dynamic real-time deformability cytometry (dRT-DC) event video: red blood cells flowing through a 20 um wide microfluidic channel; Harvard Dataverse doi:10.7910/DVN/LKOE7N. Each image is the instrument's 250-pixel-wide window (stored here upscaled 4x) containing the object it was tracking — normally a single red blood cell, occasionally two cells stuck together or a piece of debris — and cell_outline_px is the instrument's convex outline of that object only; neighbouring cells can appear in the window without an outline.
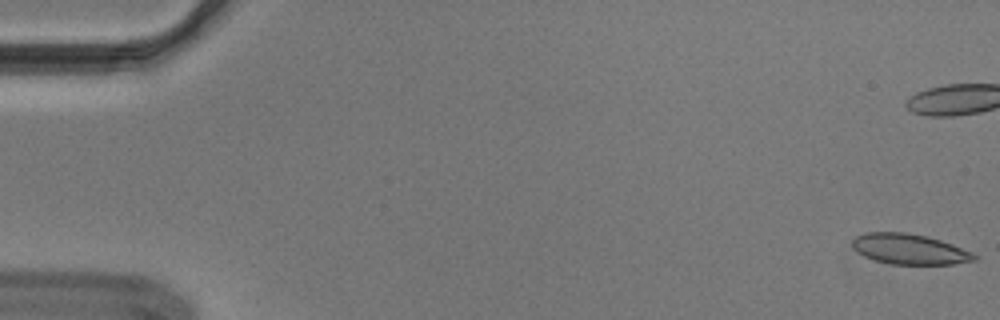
{"species": "Egyptian fruit bat (a non-hibernating species)", "species_latin": "Rousettus aegyptiacus", "temperature_condition": "cold", "stored_images_in_passage": 24, "camera_frame_rate_fps": 3000, "um_per_image_px": 0.085, "animal": {"sex": "male"}, "frame": {"image": 1, "passage_image": 1, "time_ms": 0.0, "image_size_px": [1000, 320], "cell_outline_px": [[980, 256], [976, 260], [952, 264], [892, 264], [872, 260], [856, 252], [852, 248], [852, 240], [856, 236], [868, 232], [904, 232], [928, 236], [952, 244], [972, 252]], "centroid_in_image_um": [77.29, 21.18], "position_along_channel_um": 7.7, "area_um2": 21.79}}